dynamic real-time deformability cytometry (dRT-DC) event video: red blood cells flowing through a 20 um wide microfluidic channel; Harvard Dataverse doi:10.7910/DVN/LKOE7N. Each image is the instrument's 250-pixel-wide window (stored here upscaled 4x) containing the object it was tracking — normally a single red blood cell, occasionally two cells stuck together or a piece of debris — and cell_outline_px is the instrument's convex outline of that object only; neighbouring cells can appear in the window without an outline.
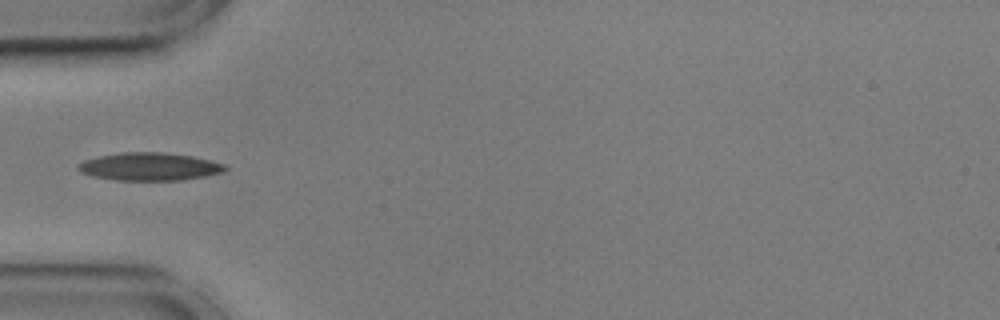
{"species": "common noctule bat (a hibernating species)", "species_latin": "Nyctalus noctula", "temperature_condition": "cold", "stored_images_in_passage": 39, "camera_frame_rate_fps": 3000, "um_per_image_px": 0.085, "animal": {"sex": "male", "body_mass_g": 17.9, "forearm_length_mm": 54.2}, "frame": {"image": 1, "passage_image": 1, "time_ms": 0.0, "image_size_px": [1000, 320], "cell_outline_px": [[228, 168], [224, 172], [204, 176], [180, 180], [116, 180], [92, 176], [80, 172], [76, 168], [76, 164], [84, 160], [96, 156], [120, 152], [160, 152], [192, 156], [224, 164]], "centroid_in_image_um": [12.64, 14.16], "position_along_channel_um": 72.4, "area_um2": 23.93}}
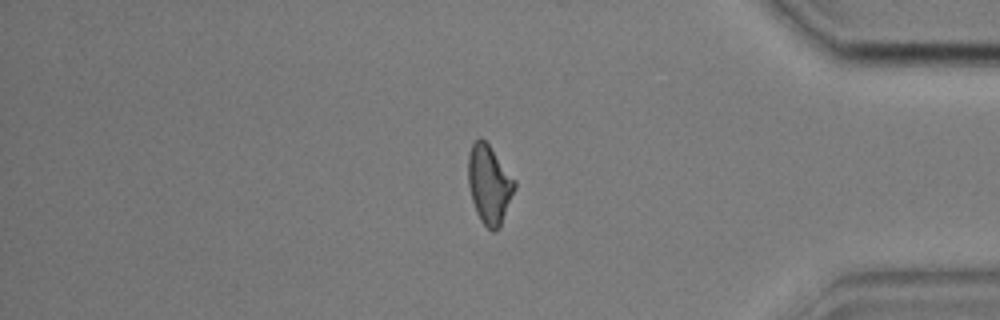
{"frame": {"image": 2, "passage_image": 30, "time_ms": 9.667, "image_size_px": [1000, 320], "cell_outline_px": [[516, 188], [500, 228], [492, 232], [480, 220], [476, 212], [472, 200], [468, 184], [468, 152], [472, 144], [480, 136], [488, 144], [516, 180]], "centroid_in_image_um": [41.59, 15.69], "position_along_channel_um": 393.6, "area_um2": 21.44}}
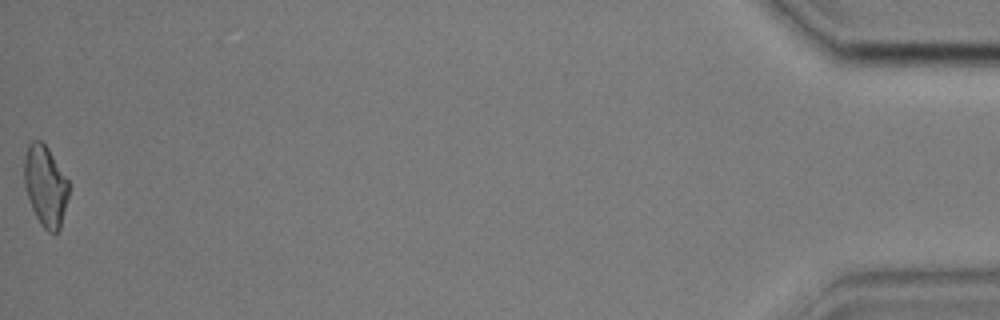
{"frame": {"image": 3, "passage_image": 39, "time_ms": 12.667, "image_size_px": [1000, 320], "cell_outline_px": [[68, 196], [60, 228], [56, 232], [48, 232], [40, 224], [32, 208], [24, 184], [24, 156], [28, 144], [32, 140], [40, 140], [48, 148], [68, 180]], "centroid_in_image_um": [3.84, 15.78], "position_along_channel_um": 431.4, "area_um2": 20.75}, "authors_computed_cell_mechanics": {"area_um2": 21.3282, "velocity_mm_per_s": 3.5882, "shape_relaxation_time_tau1_ms": 5.8123, "shape_relaxation_time_tau2_ms": 3.9789, "deformation_change_tau1": 0.1478, "deformation_change_tau2": 0.1059}}